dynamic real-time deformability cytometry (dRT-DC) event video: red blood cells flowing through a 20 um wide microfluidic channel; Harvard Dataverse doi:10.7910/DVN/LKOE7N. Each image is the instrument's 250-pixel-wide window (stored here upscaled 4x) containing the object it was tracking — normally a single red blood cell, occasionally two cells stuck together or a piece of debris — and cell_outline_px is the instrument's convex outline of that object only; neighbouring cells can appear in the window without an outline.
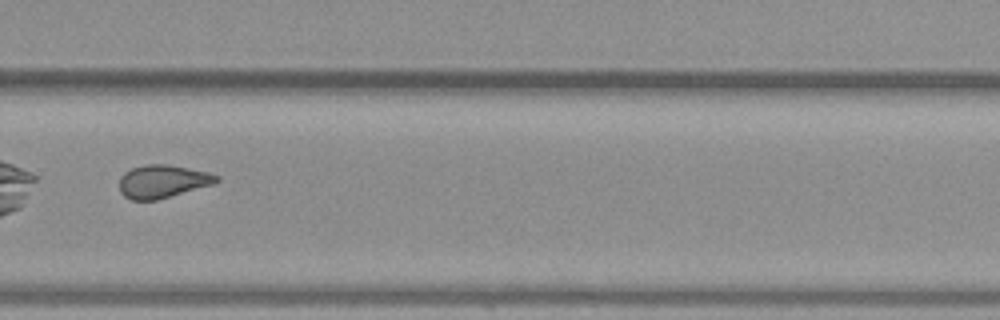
{"species": "common noctule bat (a hibernating species)", "species_latin": "Nyctalus noctula", "temperature_condition": "warm", "stored_images_in_passage": 52, "camera_frame_rate_fps": 3000, "um_per_image_px": 0.085, "animal": {"sex": "female", "body_mass_g": 19.3, "forearm_length_mm": 54.1}, "frame": {"image": 1, "passage_image": 37, "time_ms": 12.0, "image_size_px": [1000, 320], "cell_outline_px": [[220, 180], [216, 184], [156, 200], [132, 200], [124, 196], [120, 192], [120, 176], [124, 172], [132, 168], [144, 164], [164, 164], [188, 168], [208, 172], [220, 176]], "centroid_in_image_um": [13.84, 15.42], "position_along_channel_um": 316.0, "area_um2": 18.84}, "authors_computed_cell_mechanics": {"area_um2": 19.8543, "velocity_mm_per_s": 3.8626, "shape_relaxation_time_tau1_ms": null, "shape_relaxation_time_tau2_ms": 2.2651, "deformation_change_tau1": null, "deformation_change_tau2": 0.1046}}